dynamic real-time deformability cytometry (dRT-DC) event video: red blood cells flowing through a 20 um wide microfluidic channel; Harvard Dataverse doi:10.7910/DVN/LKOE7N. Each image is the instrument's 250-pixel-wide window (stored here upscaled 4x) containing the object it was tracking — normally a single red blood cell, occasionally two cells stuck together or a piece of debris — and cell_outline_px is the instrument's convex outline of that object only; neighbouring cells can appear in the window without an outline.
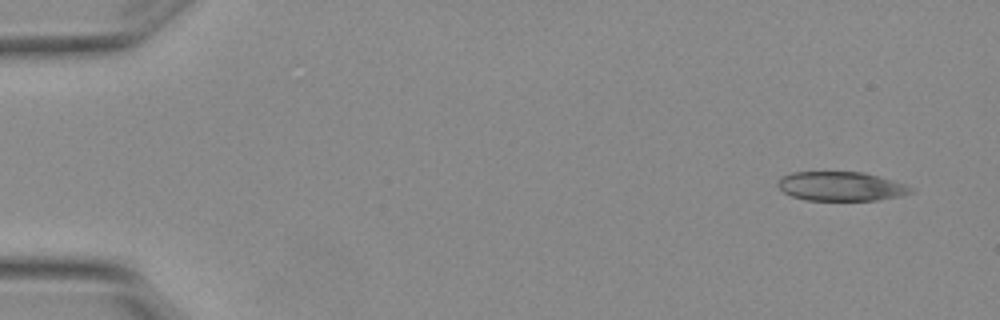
{"species": "Egyptian fruit bat (a non-hibernating species)", "species_latin": "Rousettus aegyptiacus", "temperature_condition": "warm", "stored_images_in_passage": 5, "camera_frame_rate_fps": 3000, "um_per_image_px": 0.085, "animal": {"sex": "female"}, "frame": {"image": 1, "passage_image": 1, "time_ms": 0.0, "image_size_px": [1000, 320], "cell_outline_px": [[912, 192], [904, 196], [876, 200], [804, 200], [792, 196], [784, 192], [776, 184], [776, 180], [792, 172], [864, 172], [892, 180], [904, 184], [912, 188]], "centroid_in_image_um": [71.47, 15.84], "position_along_channel_um": 13.5, "area_um2": 22.6}}
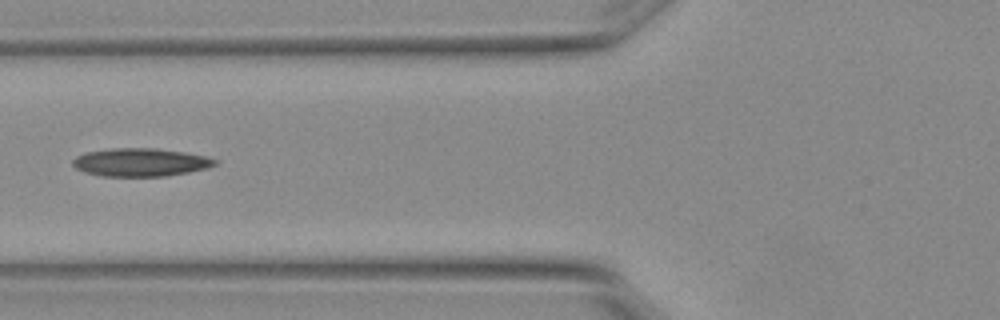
{"frame": {"image": 2, "passage_image": 4, "time_ms": 1.0, "image_size_px": [1000, 320], "cell_outline_px": [[216, 164], [208, 168], [188, 172], [164, 176], [100, 176], [84, 172], [76, 168], [72, 164], [72, 160], [76, 156], [88, 152], [112, 148], [156, 148], [184, 152], [204, 156], [216, 160]], "centroid_in_image_um": [11.91, 13.79], "position_along_channel_um": 113.9, "area_um2": 23.18}}
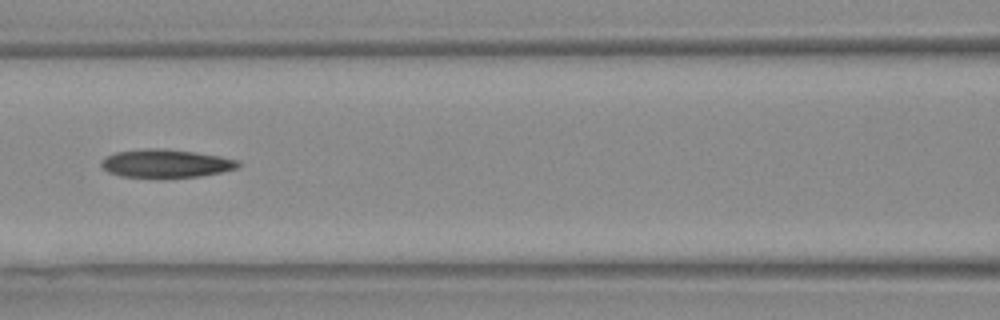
{"frame": {"image": 3, "passage_image": 5, "time_ms": 1.333, "image_size_px": [1000, 320], "cell_outline_px": [[240, 164], [236, 168], [220, 172], [196, 176], [124, 176], [108, 172], [100, 164], [100, 160], [116, 152], [144, 148], [164, 148], [196, 152], [220, 156], [240, 160]], "centroid_in_image_um": [14.1, 13.86], "position_along_channel_um": 152.5, "area_um2": 22.02}}